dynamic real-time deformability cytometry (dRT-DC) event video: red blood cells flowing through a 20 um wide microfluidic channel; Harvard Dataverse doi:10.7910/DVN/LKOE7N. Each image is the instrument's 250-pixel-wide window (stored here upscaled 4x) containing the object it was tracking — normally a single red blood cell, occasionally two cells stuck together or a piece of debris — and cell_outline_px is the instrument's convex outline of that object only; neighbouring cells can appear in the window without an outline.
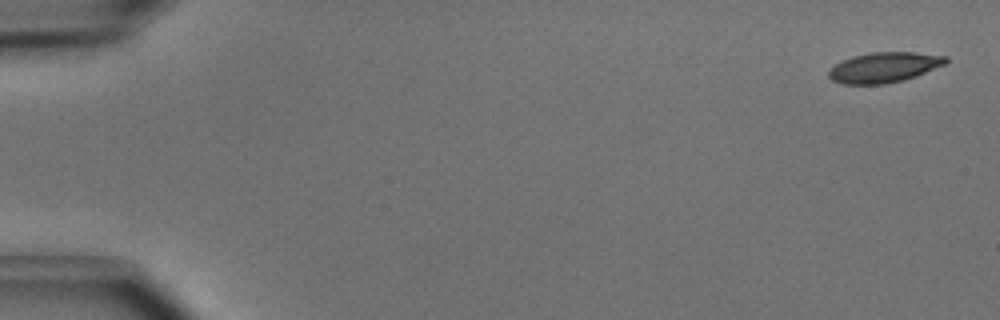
{"species": "common noctule bat (a hibernating species)", "species_latin": "Nyctalus noctula", "temperature_condition": "cold", "stored_images_in_passage": 5, "camera_frame_rate_fps": 3000, "um_per_image_px": 0.085, "animal": {"sex": "male", "body_mass_g": 15.6}, "frame": {"image": 1, "passage_image": 1, "time_ms": 0.0, "image_size_px": [1000, 320], "cell_outline_px": [[948, 60], [944, 64], [916, 76], [904, 80], [884, 84], [844, 84], [832, 80], [828, 76], [828, 72], [840, 60], [852, 56], [872, 52], [916, 52], [948, 56]], "centroid_in_image_um": [75.14, 5.72], "position_along_channel_um": 9.9, "area_um2": 20.63}}
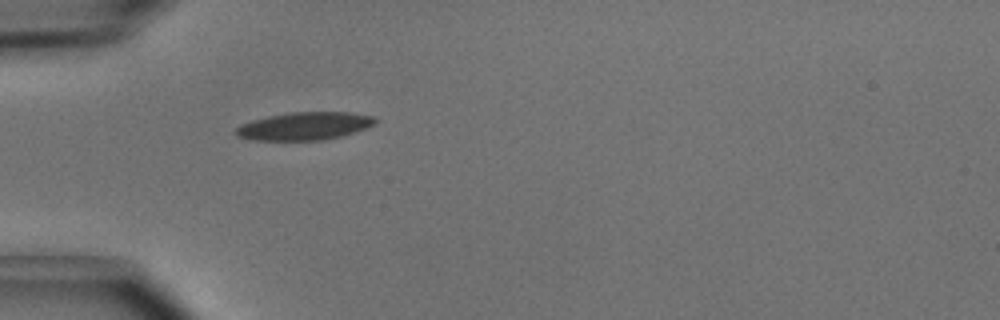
{"frame": {"image": 2, "passage_image": 5, "time_ms": 1.333, "image_size_px": [1000, 320], "cell_outline_px": [[376, 124], [344, 136], [324, 140], [248, 140], [236, 136], [236, 128], [252, 120], [268, 116], [288, 112], [348, 112], [372, 116], [376, 120]], "centroid_in_image_um": [25.89, 10.72], "position_along_channel_um": 59.1, "area_um2": 22.66}}